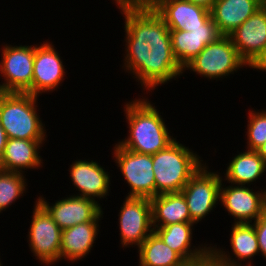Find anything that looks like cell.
<instances>
[{"label": "cell", "instance_id": "cell-6", "mask_svg": "<svg viewBox=\"0 0 266 266\" xmlns=\"http://www.w3.org/2000/svg\"><path fill=\"white\" fill-rule=\"evenodd\" d=\"M34 56V45L4 46L0 76L5 82L0 84V92L32 94Z\"/></svg>", "mask_w": 266, "mask_h": 266}, {"label": "cell", "instance_id": "cell-19", "mask_svg": "<svg viewBox=\"0 0 266 266\" xmlns=\"http://www.w3.org/2000/svg\"><path fill=\"white\" fill-rule=\"evenodd\" d=\"M44 141L8 138L0 161V169L21 174L23 169H38L43 161L38 155L39 148Z\"/></svg>", "mask_w": 266, "mask_h": 266}, {"label": "cell", "instance_id": "cell-26", "mask_svg": "<svg viewBox=\"0 0 266 266\" xmlns=\"http://www.w3.org/2000/svg\"><path fill=\"white\" fill-rule=\"evenodd\" d=\"M25 180L21 173L0 169V213L22 196L27 186Z\"/></svg>", "mask_w": 266, "mask_h": 266}, {"label": "cell", "instance_id": "cell-7", "mask_svg": "<svg viewBox=\"0 0 266 266\" xmlns=\"http://www.w3.org/2000/svg\"><path fill=\"white\" fill-rule=\"evenodd\" d=\"M113 157L120 171L130 186L127 197L148 198L155 196V176L152 155L133 152L114 146Z\"/></svg>", "mask_w": 266, "mask_h": 266}, {"label": "cell", "instance_id": "cell-34", "mask_svg": "<svg viewBox=\"0 0 266 266\" xmlns=\"http://www.w3.org/2000/svg\"><path fill=\"white\" fill-rule=\"evenodd\" d=\"M266 163V142L255 150Z\"/></svg>", "mask_w": 266, "mask_h": 266}, {"label": "cell", "instance_id": "cell-13", "mask_svg": "<svg viewBox=\"0 0 266 266\" xmlns=\"http://www.w3.org/2000/svg\"><path fill=\"white\" fill-rule=\"evenodd\" d=\"M228 36L240 57L251 67L266 49V12L259 8Z\"/></svg>", "mask_w": 266, "mask_h": 266}, {"label": "cell", "instance_id": "cell-5", "mask_svg": "<svg viewBox=\"0 0 266 266\" xmlns=\"http://www.w3.org/2000/svg\"><path fill=\"white\" fill-rule=\"evenodd\" d=\"M247 63L233 45L229 36H220L215 42L209 43L183 69L191 70L206 78H223L234 74Z\"/></svg>", "mask_w": 266, "mask_h": 266}, {"label": "cell", "instance_id": "cell-14", "mask_svg": "<svg viewBox=\"0 0 266 266\" xmlns=\"http://www.w3.org/2000/svg\"><path fill=\"white\" fill-rule=\"evenodd\" d=\"M172 50L179 65L184 68L209 43L215 42L222 36L212 17L201 27L184 30H170Z\"/></svg>", "mask_w": 266, "mask_h": 266}, {"label": "cell", "instance_id": "cell-25", "mask_svg": "<svg viewBox=\"0 0 266 266\" xmlns=\"http://www.w3.org/2000/svg\"><path fill=\"white\" fill-rule=\"evenodd\" d=\"M139 266H183L186 261L153 231L138 248Z\"/></svg>", "mask_w": 266, "mask_h": 266}, {"label": "cell", "instance_id": "cell-27", "mask_svg": "<svg viewBox=\"0 0 266 266\" xmlns=\"http://www.w3.org/2000/svg\"><path fill=\"white\" fill-rule=\"evenodd\" d=\"M247 124V150H256L266 142V111H250Z\"/></svg>", "mask_w": 266, "mask_h": 266}, {"label": "cell", "instance_id": "cell-9", "mask_svg": "<svg viewBox=\"0 0 266 266\" xmlns=\"http://www.w3.org/2000/svg\"><path fill=\"white\" fill-rule=\"evenodd\" d=\"M34 206L29 247L42 263L54 264L60 260L62 230L38 201Z\"/></svg>", "mask_w": 266, "mask_h": 266}, {"label": "cell", "instance_id": "cell-32", "mask_svg": "<svg viewBox=\"0 0 266 266\" xmlns=\"http://www.w3.org/2000/svg\"><path fill=\"white\" fill-rule=\"evenodd\" d=\"M7 141H8V136L0 123V161L3 157Z\"/></svg>", "mask_w": 266, "mask_h": 266}, {"label": "cell", "instance_id": "cell-30", "mask_svg": "<svg viewBox=\"0 0 266 266\" xmlns=\"http://www.w3.org/2000/svg\"><path fill=\"white\" fill-rule=\"evenodd\" d=\"M201 266H232L222 260L211 248L201 257Z\"/></svg>", "mask_w": 266, "mask_h": 266}, {"label": "cell", "instance_id": "cell-36", "mask_svg": "<svg viewBox=\"0 0 266 266\" xmlns=\"http://www.w3.org/2000/svg\"><path fill=\"white\" fill-rule=\"evenodd\" d=\"M261 8L266 12V0H261Z\"/></svg>", "mask_w": 266, "mask_h": 266}, {"label": "cell", "instance_id": "cell-35", "mask_svg": "<svg viewBox=\"0 0 266 266\" xmlns=\"http://www.w3.org/2000/svg\"><path fill=\"white\" fill-rule=\"evenodd\" d=\"M183 266H201V257L194 262H186Z\"/></svg>", "mask_w": 266, "mask_h": 266}, {"label": "cell", "instance_id": "cell-10", "mask_svg": "<svg viewBox=\"0 0 266 266\" xmlns=\"http://www.w3.org/2000/svg\"><path fill=\"white\" fill-rule=\"evenodd\" d=\"M119 226L122 246L139 248L154 231L150 199L126 197L119 212Z\"/></svg>", "mask_w": 266, "mask_h": 266}, {"label": "cell", "instance_id": "cell-33", "mask_svg": "<svg viewBox=\"0 0 266 266\" xmlns=\"http://www.w3.org/2000/svg\"><path fill=\"white\" fill-rule=\"evenodd\" d=\"M211 10L216 0H186Z\"/></svg>", "mask_w": 266, "mask_h": 266}, {"label": "cell", "instance_id": "cell-29", "mask_svg": "<svg viewBox=\"0 0 266 266\" xmlns=\"http://www.w3.org/2000/svg\"><path fill=\"white\" fill-rule=\"evenodd\" d=\"M114 1V0H113ZM161 0H115L118 8H154Z\"/></svg>", "mask_w": 266, "mask_h": 266}, {"label": "cell", "instance_id": "cell-12", "mask_svg": "<svg viewBox=\"0 0 266 266\" xmlns=\"http://www.w3.org/2000/svg\"><path fill=\"white\" fill-rule=\"evenodd\" d=\"M220 186V199L222 205L233 216L235 224L252 223L266 212V190L255 192L249 186L237 185ZM254 191V192H253ZM237 219V220H236Z\"/></svg>", "mask_w": 266, "mask_h": 266}, {"label": "cell", "instance_id": "cell-21", "mask_svg": "<svg viewBox=\"0 0 266 266\" xmlns=\"http://www.w3.org/2000/svg\"><path fill=\"white\" fill-rule=\"evenodd\" d=\"M194 223L181 222L163 227H154V232L168 245L176 251L186 262H194L202 257L210 248L207 245L198 246L191 249L192 227Z\"/></svg>", "mask_w": 266, "mask_h": 266}, {"label": "cell", "instance_id": "cell-22", "mask_svg": "<svg viewBox=\"0 0 266 266\" xmlns=\"http://www.w3.org/2000/svg\"><path fill=\"white\" fill-rule=\"evenodd\" d=\"M232 231L230 234V245L233 251V255L237 258L238 261H235L230 257L229 254H226L223 249L215 248L214 246L211 249L224 261L230 263L232 266H241V262L247 259H251L254 255L259 254V244L257 241L256 232L254 225L251 223H241L233 224ZM241 261L240 263H238ZM244 266V265H242ZM245 266H252L251 261Z\"/></svg>", "mask_w": 266, "mask_h": 266}, {"label": "cell", "instance_id": "cell-2", "mask_svg": "<svg viewBox=\"0 0 266 266\" xmlns=\"http://www.w3.org/2000/svg\"><path fill=\"white\" fill-rule=\"evenodd\" d=\"M124 108L129 124V136L126 140L118 142L121 147L133 152L154 155L175 141L176 138L168 133L165 120L147 98L130 101Z\"/></svg>", "mask_w": 266, "mask_h": 266}, {"label": "cell", "instance_id": "cell-28", "mask_svg": "<svg viewBox=\"0 0 266 266\" xmlns=\"http://www.w3.org/2000/svg\"><path fill=\"white\" fill-rule=\"evenodd\" d=\"M253 225L259 244V251L266 258V212Z\"/></svg>", "mask_w": 266, "mask_h": 266}, {"label": "cell", "instance_id": "cell-24", "mask_svg": "<svg viewBox=\"0 0 266 266\" xmlns=\"http://www.w3.org/2000/svg\"><path fill=\"white\" fill-rule=\"evenodd\" d=\"M266 171V163L254 150L241 152L230 161L224 175L227 182L233 185H251Z\"/></svg>", "mask_w": 266, "mask_h": 266}, {"label": "cell", "instance_id": "cell-15", "mask_svg": "<svg viewBox=\"0 0 266 266\" xmlns=\"http://www.w3.org/2000/svg\"><path fill=\"white\" fill-rule=\"evenodd\" d=\"M55 46L47 41L35 46L33 64L32 95L39 96L56 90L64 79L65 69Z\"/></svg>", "mask_w": 266, "mask_h": 266}, {"label": "cell", "instance_id": "cell-23", "mask_svg": "<svg viewBox=\"0 0 266 266\" xmlns=\"http://www.w3.org/2000/svg\"><path fill=\"white\" fill-rule=\"evenodd\" d=\"M150 201L153 227L191 222L188 205L181 192L160 194L151 198Z\"/></svg>", "mask_w": 266, "mask_h": 266}, {"label": "cell", "instance_id": "cell-31", "mask_svg": "<svg viewBox=\"0 0 266 266\" xmlns=\"http://www.w3.org/2000/svg\"><path fill=\"white\" fill-rule=\"evenodd\" d=\"M254 69H259L266 72V49L263 54L255 61V63L250 67Z\"/></svg>", "mask_w": 266, "mask_h": 266}, {"label": "cell", "instance_id": "cell-1", "mask_svg": "<svg viewBox=\"0 0 266 266\" xmlns=\"http://www.w3.org/2000/svg\"><path fill=\"white\" fill-rule=\"evenodd\" d=\"M125 15L124 68L148 91L182 75L172 50L170 29L153 8H121Z\"/></svg>", "mask_w": 266, "mask_h": 266}, {"label": "cell", "instance_id": "cell-8", "mask_svg": "<svg viewBox=\"0 0 266 266\" xmlns=\"http://www.w3.org/2000/svg\"><path fill=\"white\" fill-rule=\"evenodd\" d=\"M207 167L206 163L202 165L181 190L194 224L216 208L220 199L222 177L217 172H209Z\"/></svg>", "mask_w": 266, "mask_h": 266}, {"label": "cell", "instance_id": "cell-18", "mask_svg": "<svg viewBox=\"0 0 266 266\" xmlns=\"http://www.w3.org/2000/svg\"><path fill=\"white\" fill-rule=\"evenodd\" d=\"M259 8L261 0H216L210 12L219 33L228 36Z\"/></svg>", "mask_w": 266, "mask_h": 266}, {"label": "cell", "instance_id": "cell-20", "mask_svg": "<svg viewBox=\"0 0 266 266\" xmlns=\"http://www.w3.org/2000/svg\"><path fill=\"white\" fill-rule=\"evenodd\" d=\"M98 228V222H84L62 230L60 259L74 262L89 254L97 238Z\"/></svg>", "mask_w": 266, "mask_h": 266}, {"label": "cell", "instance_id": "cell-4", "mask_svg": "<svg viewBox=\"0 0 266 266\" xmlns=\"http://www.w3.org/2000/svg\"><path fill=\"white\" fill-rule=\"evenodd\" d=\"M37 96L0 92V123L8 138L46 140L45 126L37 114Z\"/></svg>", "mask_w": 266, "mask_h": 266}, {"label": "cell", "instance_id": "cell-11", "mask_svg": "<svg viewBox=\"0 0 266 266\" xmlns=\"http://www.w3.org/2000/svg\"><path fill=\"white\" fill-rule=\"evenodd\" d=\"M37 201L47 210L61 230L84 222H98L103 215L102 208L96 200L75 194L56 201L52 206L42 196Z\"/></svg>", "mask_w": 266, "mask_h": 266}, {"label": "cell", "instance_id": "cell-3", "mask_svg": "<svg viewBox=\"0 0 266 266\" xmlns=\"http://www.w3.org/2000/svg\"><path fill=\"white\" fill-rule=\"evenodd\" d=\"M155 196L179 193L203 165L200 157L176 140L152 155Z\"/></svg>", "mask_w": 266, "mask_h": 266}, {"label": "cell", "instance_id": "cell-16", "mask_svg": "<svg viewBox=\"0 0 266 266\" xmlns=\"http://www.w3.org/2000/svg\"><path fill=\"white\" fill-rule=\"evenodd\" d=\"M170 30L201 27L210 17V10L186 0H161L153 8Z\"/></svg>", "mask_w": 266, "mask_h": 266}, {"label": "cell", "instance_id": "cell-17", "mask_svg": "<svg viewBox=\"0 0 266 266\" xmlns=\"http://www.w3.org/2000/svg\"><path fill=\"white\" fill-rule=\"evenodd\" d=\"M96 161L76 160L70 168L73 185L85 198L101 199L108 195L110 176Z\"/></svg>", "mask_w": 266, "mask_h": 266}]
</instances>
